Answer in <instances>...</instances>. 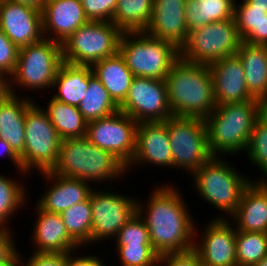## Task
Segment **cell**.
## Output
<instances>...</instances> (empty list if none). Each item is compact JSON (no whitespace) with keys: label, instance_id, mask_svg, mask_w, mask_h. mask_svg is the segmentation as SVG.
Returning a JSON list of instances; mask_svg holds the SVG:
<instances>
[{"label":"cell","instance_id":"9a60e30c","mask_svg":"<svg viewBox=\"0 0 267 266\" xmlns=\"http://www.w3.org/2000/svg\"><path fill=\"white\" fill-rule=\"evenodd\" d=\"M204 223L207 224L201 228V231L199 223L195 225L194 230L193 250L197 253L201 265L238 266L236 230L230 219L210 218L209 222Z\"/></svg>","mask_w":267,"mask_h":266},{"label":"cell","instance_id":"1f68e13d","mask_svg":"<svg viewBox=\"0 0 267 266\" xmlns=\"http://www.w3.org/2000/svg\"><path fill=\"white\" fill-rule=\"evenodd\" d=\"M19 180L16 181L14 177L9 178L0 172V227L2 228L12 229L10 221L15 218L14 214L27 207L28 187Z\"/></svg>","mask_w":267,"mask_h":266},{"label":"cell","instance_id":"d6a6232c","mask_svg":"<svg viewBox=\"0 0 267 266\" xmlns=\"http://www.w3.org/2000/svg\"><path fill=\"white\" fill-rule=\"evenodd\" d=\"M69 235L81 246L89 247L92 227L90 197L60 213Z\"/></svg>","mask_w":267,"mask_h":266},{"label":"cell","instance_id":"bcb514c9","mask_svg":"<svg viewBox=\"0 0 267 266\" xmlns=\"http://www.w3.org/2000/svg\"><path fill=\"white\" fill-rule=\"evenodd\" d=\"M20 251L22 250H17L8 260L0 262V266H21L22 255Z\"/></svg>","mask_w":267,"mask_h":266},{"label":"cell","instance_id":"836d02e7","mask_svg":"<svg viewBox=\"0 0 267 266\" xmlns=\"http://www.w3.org/2000/svg\"><path fill=\"white\" fill-rule=\"evenodd\" d=\"M245 152L250 164L263 173L256 181H267V108L255 120Z\"/></svg>","mask_w":267,"mask_h":266},{"label":"cell","instance_id":"83f0119b","mask_svg":"<svg viewBox=\"0 0 267 266\" xmlns=\"http://www.w3.org/2000/svg\"><path fill=\"white\" fill-rule=\"evenodd\" d=\"M236 0H186L185 20L190 31L216 21L234 18Z\"/></svg>","mask_w":267,"mask_h":266},{"label":"cell","instance_id":"ac0fdd59","mask_svg":"<svg viewBox=\"0 0 267 266\" xmlns=\"http://www.w3.org/2000/svg\"><path fill=\"white\" fill-rule=\"evenodd\" d=\"M88 22L80 0H46L44 3L42 32L45 39L62 44Z\"/></svg>","mask_w":267,"mask_h":266},{"label":"cell","instance_id":"8d00e7d4","mask_svg":"<svg viewBox=\"0 0 267 266\" xmlns=\"http://www.w3.org/2000/svg\"><path fill=\"white\" fill-rule=\"evenodd\" d=\"M121 266H158L159 255L152 245L115 244Z\"/></svg>","mask_w":267,"mask_h":266},{"label":"cell","instance_id":"f6af8a7d","mask_svg":"<svg viewBox=\"0 0 267 266\" xmlns=\"http://www.w3.org/2000/svg\"><path fill=\"white\" fill-rule=\"evenodd\" d=\"M0 155L5 156L6 158L8 157V159H10L12 165L15 166L16 171L20 176L25 175V177L29 178L30 175L22 171L20 158L14 153V151L10 147V144L3 139H0Z\"/></svg>","mask_w":267,"mask_h":266},{"label":"cell","instance_id":"5bb4252c","mask_svg":"<svg viewBox=\"0 0 267 266\" xmlns=\"http://www.w3.org/2000/svg\"><path fill=\"white\" fill-rule=\"evenodd\" d=\"M119 108L137 123L164 122L173 116L166 81L159 79L135 77Z\"/></svg>","mask_w":267,"mask_h":266},{"label":"cell","instance_id":"4fadbf2b","mask_svg":"<svg viewBox=\"0 0 267 266\" xmlns=\"http://www.w3.org/2000/svg\"><path fill=\"white\" fill-rule=\"evenodd\" d=\"M138 123L122 111L87 122L88 140L112 153L126 167L135 154Z\"/></svg>","mask_w":267,"mask_h":266},{"label":"cell","instance_id":"f35d334b","mask_svg":"<svg viewBox=\"0 0 267 266\" xmlns=\"http://www.w3.org/2000/svg\"><path fill=\"white\" fill-rule=\"evenodd\" d=\"M89 21L112 22L117 0H81Z\"/></svg>","mask_w":267,"mask_h":266},{"label":"cell","instance_id":"52a82bcc","mask_svg":"<svg viewBox=\"0 0 267 266\" xmlns=\"http://www.w3.org/2000/svg\"><path fill=\"white\" fill-rule=\"evenodd\" d=\"M63 62L62 45L50 39L20 48L16 68L8 78L9 92L18 95L16 88L32 93L50 90Z\"/></svg>","mask_w":267,"mask_h":266},{"label":"cell","instance_id":"c3c4849f","mask_svg":"<svg viewBox=\"0 0 267 266\" xmlns=\"http://www.w3.org/2000/svg\"><path fill=\"white\" fill-rule=\"evenodd\" d=\"M9 93V81L6 76L0 72V100Z\"/></svg>","mask_w":267,"mask_h":266},{"label":"cell","instance_id":"7c38bea8","mask_svg":"<svg viewBox=\"0 0 267 266\" xmlns=\"http://www.w3.org/2000/svg\"><path fill=\"white\" fill-rule=\"evenodd\" d=\"M114 184L104 191L95 187L90 194L91 246L107 239L114 240L119 230L137 213V197L120 194Z\"/></svg>","mask_w":267,"mask_h":266},{"label":"cell","instance_id":"277c9868","mask_svg":"<svg viewBox=\"0 0 267 266\" xmlns=\"http://www.w3.org/2000/svg\"><path fill=\"white\" fill-rule=\"evenodd\" d=\"M267 107L261 101L218 105L204 119L209 149L213 157H226L244 152L255 120ZM226 155V156H225Z\"/></svg>","mask_w":267,"mask_h":266},{"label":"cell","instance_id":"e0dca14e","mask_svg":"<svg viewBox=\"0 0 267 266\" xmlns=\"http://www.w3.org/2000/svg\"><path fill=\"white\" fill-rule=\"evenodd\" d=\"M0 29L20 49L40 42L42 11L9 0L0 1Z\"/></svg>","mask_w":267,"mask_h":266},{"label":"cell","instance_id":"f907efd6","mask_svg":"<svg viewBox=\"0 0 267 266\" xmlns=\"http://www.w3.org/2000/svg\"><path fill=\"white\" fill-rule=\"evenodd\" d=\"M252 8L265 9L267 12V0H244Z\"/></svg>","mask_w":267,"mask_h":266},{"label":"cell","instance_id":"5b68a950","mask_svg":"<svg viewBox=\"0 0 267 266\" xmlns=\"http://www.w3.org/2000/svg\"><path fill=\"white\" fill-rule=\"evenodd\" d=\"M242 173L227 158L212 157L190 175L194 190L204 199L202 202L221 213L213 219H229L238 207L244 189L256 180Z\"/></svg>","mask_w":267,"mask_h":266},{"label":"cell","instance_id":"ffe728a7","mask_svg":"<svg viewBox=\"0 0 267 266\" xmlns=\"http://www.w3.org/2000/svg\"><path fill=\"white\" fill-rule=\"evenodd\" d=\"M44 181H49V189L40 194L36 205L49 213L60 214L73 205L88 200L92 190L95 188L89 182L63 177L52 171L39 173ZM92 186V187H91Z\"/></svg>","mask_w":267,"mask_h":266},{"label":"cell","instance_id":"3957f363","mask_svg":"<svg viewBox=\"0 0 267 266\" xmlns=\"http://www.w3.org/2000/svg\"><path fill=\"white\" fill-rule=\"evenodd\" d=\"M52 172L96 185L107 182L109 187L112 182L124 180L127 169L112 153L94 145L85 136L61 140L58 162Z\"/></svg>","mask_w":267,"mask_h":266},{"label":"cell","instance_id":"2e32d148","mask_svg":"<svg viewBox=\"0 0 267 266\" xmlns=\"http://www.w3.org/2000/svg\"><path fill=\"white\" fill-rule=\"evenodd\" d=\"M145 163L161 169L173 167L170 137L164 122H141L137 125L135 154L126 167L127 175H130L131 169L133 171Z\"/></svg>","mask_w":267,"mask_h":266},{"label":"cell","instance_id":"e575fe53","mask_svg":"<svg viewBox=\"0 0 267 266\" xmlns=\"http://www.w3.org/2000/svg\"><path fill=\"white\" fill-rule=\"evenodd\" d=\"M267 256V233L236 230L238 266H251Z\"/></svg>","mask_w":267,"mask_h":266},{"label":"cell","instance_id":"7a4b0ae2","mask_svg":"<svg viewBox=\"0 0 267 266\" xmlns=\"http://www.w3.org/2000/svg\"><path fill=\"white\" fill-rule=\"evenodd\" d=\"M165 81L173 116L205 119L216 108L209 66L179 58Z\"/></svg>","mask_w":267,"mask_h":266},{"label":"cell","instance_id":"484cf974","mask_svg":"<svg viewBox=\"0 0 267 266\" xmlns=\"http://www.w3.org/2000/svg\"><path fill=\"white\" fill-rule=\"evenodd\" d=\"M91 70L109 92L114 102L120 106L135 78L120 53L93 63Z\"/></svg>","mask_w":267,"mask_h":266},{"label":"cell","instance_id":"d590c367","mask_svg":"<svg viewBox=\"0 0 267 266\" xmlns=\"http://www.w3.org/2000/svg\"><path fill=\"white\" fill-rule=\"evenodd\" d=\"M266 15L265 9L252 8L244 0L235 2L234 19L242 41L260 45V22Z\"/></svg>","mask_w":267,"mask_h":266},{"label":"cell","instance_id":"74e56055","mask_svg":"<svg viewBox=\"0 0 267 266\" xmlns=\"http://www.w3.org/2000/svg\"><path fill=\"white\" fill-rule=\"evenodd\" d=\"M113 243L129 245H152L144 220L136 213L118 232Z\"/></svg>","mask_w":267,"mask_h":266},{"label":"cell","instance_id":"681fc988","mask_svg":"<svg viewBox=\"0 0 267 266\" xmlns=\"http://www.w3.org/2000/svg\"><path fill=\"white\" fill-rule=\"evenodd\" d=\"M260 45L267 46V15L260 22Z\"/></svg>","mask_w":267,"mask_h":266},{"label":"cell","instance_id":"ee69618b","mask_svg":"<svg viewBox=\"0 0 267 266\" xmlns=\"http://www.w3.org/2000/svg\"><path fill=\"white\" fill-rule=\"evenodd\" d=\"M76 251L77 250L67 253V266H107L102 256L100 257L96 254L92 255V252L86 255L82 254L81 256L80 253Z\"/></svg>","mask_w":267,"mask_h":266},{"label":"cell","instance_id":"30bf717a","mask_svg":"<svg viewBox=\"0 0 267 266\" xmlns=\"http://www.w3.org/2000/svg\"><path fill=\"white\" fill-rule=\"evenodd\" d=\"M122 31L113 22L89 21L73 32L62 45L63 60L92 65L118 53Z\"/></svg>","mask_w":267,"mask_h":266},{"label":"cell","instance_id":"8fae6325","mask_svg":"<svg viewBox=\"0 0 267 266\" xmlns=\"http://www.w3.org/2000/svg\"><path fill=\"white\" fill-rule=\"evenodd\" d=\"M164 123L170 137L173 170L183 169L191 175L213 157L203 118L172 116Z\"/></svg>","mask_w":267,"mask_h":266},{"label":"cell","instance_id":"ba28073f","mask_svg":"<svg viewBox=\"0 0 267 266\" xmlns=\"http://www.w3.org/2000/svg\"><path fill=\"white\" fill-rule=\"evenodd\" d=\"M60 144L61 139L46 110L33 101L25 117L24 152L19 157L22 171L30 176L35 175L36 170L52 171L58 162Z\"/></svg>","mask_w":267,"mask_h":266},{"label":"cell","instance_id":"7402d4cb","mask_svg":"<svg viewBox=\"0 0 267 266\" xmlns=\"http://www.w3.org/2000/svg\"><path fill=\"white\" fill-rule=\"evenodd\" d=\"M186 0H154L147 34L173 43L179 50L186 43L189 30L185 20Z\"/></svg>","mask_w":267,"mask_h":266},{"label":"cell","instance_id":"6da1fadb","mask_svg":"<svg viewBox=\"0 0 267 266\" xmlns=\"http://www.w3.org/2000/svg\"><path fill=\"white\" fill-rule=\"evenodd\" d=\"M175 186L173 182L155 185L147 201L137 198V213L144 220L152 248L159 256L187 252L194 247L197 220L190 214L182 191Z\"/></svg>","mask_w":267,"mask_h":266},{"label":"cell","instance_id":"8992f818","mask_svg":"<svg viewBox=\"0 0 267 266\" xmlns=\"http://www.w3.org/2000/svg\"><path fill=\"white\" fill-rule=\"evenodd\" d=\"M118 52L135 77L165 80L180 50L171 42L145 31L123 32Z\"/></svg>","mask_w":267,"mask_h":266},{"label":"cell","instance_id":"d6986e66","mask_svg":"<svg viewBox=\"0 0 267 266\" xmlns=\"http://www.w3.org/2000/svg\"><path fill=\"white\" fill-rule=\"evenodd\" d=\"M216 106L245 101H259L248 92L242 62L238 55L220 59L209 65Z\"/></svg>","mask_w":267,"mask_h":266},{"label":"cell","instance_id":"f1b7e54d","mask_svg":"<svg viewBox=\"0 0 267 266\" xmlns=\"http://www.w3.org/2000/svg\"><path fill=\"white\" fill-rule=\"evenodd\" d=\"M50 98L44 109L60 139L85 137L87 121L83 118L79 108Z\"/></svg>","mask_w":267,"mask_h":266},{"label":"cell","instance_id":"4dcf8cb0","mask_svg":"<svg viewBox=\"0 0 267 266\" xmlns=\"http://www.w3.org/2000/svg\"><path fill=\"white\" fill-rule=\"evenodd\" d=\"M78 106L83 118L89 122L109 116L120 110L100 80L89 72V85Z\"/></svg>","mask_w":267,"mask_h":266},{"label":"cell","instance_id":"60d3db41","mask_svg":"<svg viewBox=\"0 0 267 266\" xmlns=\"http://www.w3.org/2000/svg\"><path fill=\"white\" fill-rule=\"evenodd\" d=\"M28 261L21 252V266H67V253L30 252ZM26 259V261H25ZM25 261V262H24Z\"/></svg>","mask_w":267,"mask_h":266},{"label":"cell","instance_id":"9c48e42d","mask_svg":"<svg viewBox=\"0 0 267 266\" xmlns=\"http://www.w3.org/2000/svg\"><path fill=\"white\" fill-rule=\"evenodd\" d=\"M241 42L234 18L212 22L188 33L186 43L180 48V58L209 66L235 55Z\"/></svg>","mask_w":267,"mask_h":266},{"label":"cell","instance_id":"603a6c76","mask_svg":"<svg viewBox=\"0 0 267 266\" xmlns=\"http://www.w3.org/2000/svg\"><path fill=\"white\" fill-rule=\"evenodd\" d=\"M229 219L235 230L267 233V181H251Z\"/></svg>","mask_w":267,"mask_h":266},{"label":"cell","instance_id":"7bdbcfd3","mask_svg":"<svg viewBox=\"0 0 267 266\" xmlns=\"http://www.w3.org/2000/svg\"><path fill=\"white\" fill-rule=\"evenodd\" d=\"M13 229L0 227V262L8 260L17 250Z\"/></svg>","mask_w":267,"mask_h":266},{"label":"cell","instance_id":"ab89813d","mask_svg":"<svg viewBox=\"0 0 267 266\" xmlns=\"http://www.w3.org/2000/svg\"><path fill=\"white\" fill-rule=\"evenodd\" d=\"M19 48L0 29V72L9 78L17 64Z\"/></svg>","mask_w":267,"mask_h":266},{"label":"cell","instance_id":"b9f144b4","mask_svg":"<svg viewBox=\"0 0 267 266\" xmlns=\"http://www.w3.org/2000/svg\"><path fill=\"white\" fill-rule=\"evenodd\" d=\"M158 266H202L197 253L192 249L183 253L159 256Z\"/></svg>","mask_w":267,"mask_h":266},{"label":"cell","instance_id":"4316f807","mask_svg":"<svg viewBox=\"0 0 267 266\" xmlns=\"http://www.w3.org/2000/svg\"><path fill=\"white\" fill-rule=\"evenodd\" d=\"M90 65L63 62L54 79L52 98L62 103L79 106L89 85Z\"/></svg>","mask_w":267,"mask_h":266},{"label":"cell","instance_id":"44dd1931","mask_svg":"<svg viewBox=\"0 0 267 266\" xmlns=\"http://www.w3.org/2000/svg\"><path fill=\"white\" fill-rule=\"evenodd\" d=\"M34 206L35 222L30 235L33 252L68 253L82 249L69 235L60 214L46 212L36 204Z\"/></svg>","mask_w":267,"mask_h":266},{"label":"cell","instance_id":"f546056e","mask_svg":"<svg viewBox=\"0 0 267 266\" xmlns=\"http://www.w3.org/2000/svg\"><path fill=\"white\" fill-rule=\"evenodd\" d=\"M154 0H117L113 24L122 32L144 31L152 16Z\"/></svg>","mask_w":267,"mask_h":266},{"label":"cell","instance_id":"816d5d0a","mask_svg":"<svg viewBox=\"0 0 267 266\" xmlns=\"http://www.w3.org/2000/svg\"><path fill=\"white\" fill-rule=\"evenodd\" d=\"M251 266H267V256L262 258L258 263H255Z\"/></svg>","mask_w":267,"mask_h":266},{"label":"cell","instance_id":"cb8c5ba5","mask_svg":"<svg viewBox=\"0 0 267 266\" xmlns=\"http://www.w3.org/2000/svg\"><path fill=\"white\" fill-rule=\"evenodd\" d=\"M20 95L9 92L0 100V139L7 141L18 157L24 152L27 107L34 101V96Z\"/></svg>","mask_w":267,"mask_h":266},{"label":"cell","instance_id":"7dc6e473","mask_svg":"<svg viewBox=\"0 0 267 266\" xmlns=\"http://www.w3.org/2000/svg\"><path fill=\"white\" fill-rule=\"evenodd\" d=\"M9 1L24 4L26 6L42 11L46 0H9Z\"/></svg>","mask_w":267,"mask_h":266},{"label":"cell","instance_id":"d4e9b609","mask_svg":"<svg viewBox=\"0 0 267 266\" xmlns=\"http://www.w3.org/2000/svg\"><path fill=\"white\" fill-rule=\"evenodd\" d=\"M236 54L242 62L249 94L267 107V46L242 41Z\"/></svg>","mask_w":267,"mask_h":266}]
</instances>
